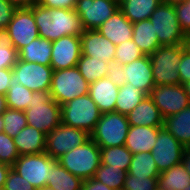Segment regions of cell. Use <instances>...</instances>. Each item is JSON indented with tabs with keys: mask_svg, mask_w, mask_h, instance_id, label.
Instances as JSON below:
<instances>
[{
	"mask_svg": "<svg viewBox=\"0 0 190 190\" xmlns=\"http://www.w3.org/2000/svg\"><path fill=\"white\" fill-rule=\"evenodd\" d=\"M39 37L55 41L67 35L81 36L85 29L74 9L46 8L38 3L32 6Z\"/></svg>",
	"mask_w": 190,
	"mask_h": 190,
	"instance_id": "obj_1",
	"label": "cell"
},
{
	"mask_svg": "<svg viewBox=\"0 0 190 190\" xmlns=\"http://www.w3.org/2000/svg\"><path fill=\"white\" fill-rule=\"evenodd\" d=\"M67 171L82 180L94 177L101 164L100 147L89 138L79 147H75L57 160Z\"/></svg>",
	"mask_w": 190,
	"mask_h": 190,
	"instance_id": "obj_3",
	"label": "cell"
},
{
	"mask_svg": "<svg viewBox=\"0 0 190 190\" xmlns=\"http://www.w3.org/2000/svg\"><path fill=\"white\" fill-rule=\"evenodd\" d=\"M46 186L54 190H80L83 180L67 171L58 161L49 169Z\"/></svg>",
	"mask_w": 190,
	"mask_h": 190,
	"instance_id": "obj_28",
	"label": "cell"
},
{
	"mask_svg": "<svg viewBox=\"0 0 190 190\" xmlns=\"http://www.w3.org/2000/svg\"><path fill=\"white\" fill-rule=\"evenodd\" d=\"M184 149L185 147L162 127L151 150L159 172L180 164Z\"/></svg>",
	"mask_w": 190,
	"mask_h": 190,
	"instance_id": "obj_15",
	"label": "cell"
},
{
	"mask_svg": "<svg viewBox=\"0 0 190 190\" xmlns=\"http://www.w3.org/2000/svg\"><path fill=\"white\" fill-rule=\"evenodd\" d=\"M5 132L10 137H15L25 126H27L26 114L22 110L7 108L2 114Z\"/></svg>",
	"mask_w": 190,
	"mask_h": 190,
	"instance_id": "obj_36",
	"label": "cell"
},
{
	"mask_svg": "<svg viewBox=\"0 0 190 190\" xmlns=\"http://www.w3.org/2000/svg\"><path fill=\"white\" fill-rule=\"evenodd\" d=\"M179 26L185 35L190 33V0L174 5Z\"/></svg>",
	"mask_w": 190,
	"mask_h": 190,
	"instance_id": "obj_42",
	"label": "cell"
},
{
	"mask_svg": "<svg viewBox=\"0 0 190 190\" xmlns=\"http://www.w3.org/2000/svg\"><path fill=\"white\" fill-rule=\"evenodd\" d=\"M18 59V51L0 35V69L13 68Z\"/></svg>",
	"mask_w": 190,
	"mask_h": 190,
	"instance_id": "obj_40",
	"label": "cell"
},
{
	"mask_svg": "<svg viewBox=\"0 0 190 190\" xmlns=\"http://www.w3.org/2000/svg\"><path fill=\"white\" fill-rule=\"evenodd\" d=\"M143 56L144 54L132 39L116 45L114 59L121 66H124L127 63H132Z\"/></svg>",
	"mask_w": 190,
	"mask_h": 190,
	"instance_id": "obj_37",
	"label": "cell"
},
{
	"mask_svg": "<svg viewBox=\"0 0 190 190\" xmlns=\"http://www.w3.org/2000/svg\"><path fill=\"white\" fill-rule=\"evenodd\" d=\"M158 178L136 177L135 175H126L123 190H158Z\"/></svg>",
	"mask_w": 190,
	"mask_h": 190,
	"instance_id": "obj_39",
	"label": "cell"
},
{
	"mask_svg": "<svg viewBox=\"0 0 190 190\" xmlns=\"http://www.w3.org/2000/svg\"><path fill=\"white\" fill-rule=\"evenodd\" d=\"M52 74L51 66L18 59L12 68V83H20L33 92L50 90Z\"/></svg>",
	"mask_w": 190,
	"mask_h": 190,
	"instance_id": "obj_11",
	"label": "cell"
},
{
	"mask_svg": "<svg viewBox=\"0 0 190 190\" xmlns=\"http://www.w3.org/2000/svg\"><path fill=\"white\" fill-rule=\"evenodd\" d=\"M160 4L161 0H120L119 9L131 23H135L149 19Z\"/></svg>",
	"mask_w": 190,
	"mask_h": 190,
	"instance_id": "obj_27",
	"label": "cell"
},
{
	"mask_svg": "<svg viewBox=\"0 0 190 190\" xmlns=\"http://www.w3.org/2000/svg\"><path fill=\"white\" fill-rule=\"evenodd\" d=\"M27 125L46 135L61 124V106L52 98L50 90L35 91L24 111Z\"/></svg>",
	"mask_w": 190,
	"mask_h": 190,
	"instance_id": "obj_2",
	"label": "cell"
},
{
	"mask_svg": "<svg viewBox=\"0 0 190 190\" xmlns=\"http://www.w3.org/2000/svg\"><path fill=\"white\" fill-rule=\"evenodd\" d=\"M183 87H184L185 93L189 97V101H190V81L183 84Z\"/></svg>",
	"mask_w": 190,
	"mask_h": 190,
	"instance_id": "obj_55",
	"label": "cell"
},
{
	"mask_svg": "<svg viewBox=\"0 0 190 190\" xmlns=\"http://www.w3.org/2000/svg\"><path fill=\"white\" fill-rule=\"evenodd\" d=\"M189 185L190 175L180 163L160 172L157 188L158 190H184Z\"/></svg>",
	"mask_w": 190,
	"mask_h": 190,
	"instance_id": "obj_29",
	"label": "cell"
},
{
	"mask_svg": "<svg viewBox=\"0 0 190 190\" xmlns=\"http://www.w3.org/2000/svg\"><path fill=\"white\" fill-rule=\"evenodd\" d=\"M128 174L136 177L158 178L160 172L151 152H142L133 154Z\"/></svg>",
	"mask_w": 190,
	"mask_h": 190,
	"instance_id": "obj_32",
	"label": "cell"
},
{
	"mask_svg": "<svg viewBox=\"0 0 190 190\" xmlns=\"http://www.w3.org/2000/svg\"><path fill=\"white\" fill-rule=\"evenodd\" d=\"M81 54L80 36H63L58 40L52 41L50 66L53 70L76 67Z\"/></svg>",
	"mask_w": 190,
	"mask_h": 190,
	"instance_id": "obj_16",
	"label": "cell"
},
{
	"mask_svg": "<svg viewBox=\"0 0 190 190\" xmlns=\"http://www.w3.org/2000/svg\"><path fill=\"white\" fill-rule=\"evenodd\" d=\"M76 67L89 84L107 77L108 65L106 59H94V57L81 54Z\"/></svg>",
	"mask_w": 190,
	"mask_h": 190,
	"instance_id": "obj_31",
	"label": "cell"
},
{
	"mask_svg": "<svg viewBox=\"0 0 190 190\" xmlns=\"http://www.w3.org/2000/svg\"><path fill=\"white\" fill-rule=\"evenodd\" d=\"M156 34L150 19L133 23L132 40L144 55L150 56L160 47Z\"/></svg>",
	"mask_w": 190,
	"mask_h": 190,
	"instance_id": "obj_25",
	"label": "cell"
},
{
	"mask_svg": "<svg viewBox=\"0 0 190 190\" xmlns=\"http://www.w3.org/2000/svg\"><path fill=\"white\" fill-rule=\"evenodd\" d=\"M149 19L160 46L184 44L186 35L179 26L174 5L161 2Z\"/></svg>",
	"mask_w": 190,
	"mask_h": 190,
	"instance_id": "obj_8",
	"label": "cell"
},
{
	"mask_svg": "<svg viewBox=\"0 0 190 190\" xmlns=\"http://www.w3.org/2000/svg\"><path fill=\"white\" fill-rule=\"evenodd\" d=\"M123 67L126 82L132 83L146 95H150L151 90L155 87L150 57L144 55Z\"/></svg>",
	"mask_w": 190,
	"mask_h": 190,
	"instance_id": "obj_17",
	"label": "cell"
},
{
	"mask_svg": "<svg viewBox=\"0 0 190 190\" xmlns=\"http://www.w3.org/2000/svg\"><path fill=\"white\" fill-rule=\"evenodd\" d=\"M186 0H161L162 3H168L171 5H175L177 3L185 2Z\"/></svg>",
	"mask_w": 190,
	"mask_h": 190,
	"instance_id": "obj_54",
	"label": "cell"
},
{
	"mask_svg": "<svg viewBox=\"0 0 190 190\" xmlns=\"http://www.w3.org/2000/svg\"><path fill=\"white\" fill-rule=\"evenodd\" d=\"M107 65V77L112 80L118 88L125 85L126 80L124 77V67L121 66L115 59L107 61Z\"/></svg>",
	"mask_w": 190,
	"mask_h": 190,
	"instance_id": "obj_43",
	"label": "cell"
},
{
	"mask_svg": "<svg viewBox=\"0 0 190 190\" xmlns=\"http://www.w3.org/2000/svg\"><path fill=\"white\" fill-rule=\"evenodd\" d=\"M147 95L140 89L126 82L119 87V92L115 105V112L128 114L131 112Z\"/></svg>",
	"mask_w": 190,
	"mask_h": 190,
	"instance_id": "obj_30",
	"label": "cell"
},
{
	"mask_svg": "<svg viewBox=\"0 0 190 190\" xmlns=\"http://www.w3.org/2000/svg\"><path fill=\"white\" fill-rule=\"evenodd\" d=\"M130 126L163 127L164 118L149 95L128 114Z\"/></svg>",
	"mask_w": 190,
	"mask_h": 190,
	"instance_id": "obj_21",
	"label": "cell"
},
{
	"mask_svg": "<svg viewBox=\"0 0 190 190\" xmlns=\"http://www.w3.org/2000/svg\"><path fill=\"white\" fill-rule=\"evenodd\" d=\"M127 172L120 168H114L105 164H100L95 172L94 178L107 185L110 189H122Z\"/></svg>",
	"mask_w": 190,
	"mask_h": 190,
	"instance_id": "obj_35",
	"label": "cell"
},
{
	"mask_svg": "<svg viewBox=\"0 0 190 190\" xmlns=\"http://www.w3.org/2000/svg\"><path fill=\"white\" fill-rule=\"evenodd\" d=\"M2 36L19 52L35 38L39 37L32 6L16 8L11 22Z\"/></svg>",
	"mask_w": 190,
	"mask_h": 190,
	"instance_id": "obj_9",
	"label": "cell"
},
{
	"mask_svg": "<svg viewBox=\"0 0 190 190\" xmlns=\"http://www.w3.org/2000/svg\"><path fill=\"white\" fill-rule=\"evenodd\" d=\"M12 85V68L0 69V93L6 95Z\"/></svg>",
	"mask_w": 190,
	"mask_h": 190,
	"instance_id": "obj_47",
	"label": "cell"
},
{
	"mask_svg": "<svg viewBox=\"0 0 190 190\" xmlns=\"http://www.w3.org/2000/svg\"><path fill=\"white\" fill-rule=\"evenodd\" d=\"M119 88L108 77H103L89 84V95L101 113L115 111Z\"/></svg>",
	"mask_w": 190,
	"mask_h": 190,
	"instance_id": "obj_20",
	"label": "cell"
},
{
	"mask_svg": "<svg viewBox=\"0 0 190 190\" xmlns=\"http://www.w3.org/2000/svg\"><path fill=\"white\" fill-rule=\"evenodd\" d=\"M16 8H27L37 3V0H8Z\"/></svg>",
	"mask_w": 190,
	"mask_h": 190,
	"instance_id": "obj_50",
	"label": "cell"
},
{
	"mask_svg": "<svg viewBox=\"0 0 190 190\" xmlns=\"http://www.w3.org/2000/svg\"><path fill=\"white\" fill-rule=\"evenodd\" d=\"M181 164L186 169L188 174L190 175V147H185L183 152V157L181 160Z\"/></svg>",
	"mask_w": 190,
	"mask_h": 190,
	"instance_id": "obj_51",
	"label": "cell"
},
{
	"mask_svg": "<svg viewBox=\"0 0 190 190\" xmlns=\"http://www.w3.org/2000/svg\"><path fill=\"white\" fill-rule=\"evenodd\" d=\"M149 96L164 119L190 105L189 97L182 84L155 86Z\"/></svg>",
	"mask_w": 190,
	"mask_h": 190,
	"instance_id": "obj_14",
	"label": "cell"
},
{
	"mask_svg": "<svg viewBox=\"0 0 190 190\" xmlns=\"http://www.w3.org/2000/svg\"><path fill=\"white\" fill-rule=\"evenodd\" d=\"M163 128L184 147H190V105L179 113L166 117Z\"/></svg>",
	"mask_w": 190,
	"mask_h": 190,
	"instance_id": "obj_24",
	"label": "cell"
},
{
	"mask_svg": "<svg viewBox=\"0 0 190 190\" xmlns=\"http://www.w3.org/2000/svg\"><path fill=\"white\" fill-rule=\"evenodd\" d=\"M178 72L182 85L190 81V52L186 49L182 52V58L178 64Z\"/></svg>",
	"mask_w": 190,
	"mask_h": 190,
	"instance_id": "obj_45",
	"label": "cell"
},
{
	"mask_svg": "<svg viewBox=\"0 0 190 190\" xmlns=\"http://www.w3.org/2000/svg\"><path fill=\"white\" fill-rule=\"evenodd\" d=\"M50 92L52 98L61 106L89 93V83L77 67L53 70Z\"/></svg>",
	"mask_w": 190,
	"mask_h": 190,
	"instance_id": "obj_7",
	"label": "cell"
},
{
	"mask_svg": "<svg viewBox=\"0 0 190 190\" xmlns=\"http://www.w3.org/2000/svg\"><path fill=\"white\" fill-rule=\"evenodd\" d=\"M104 37L109 39L113 44L118 45L122 42L132 39L133 23H131L118 9L110 18L97 28Z\"/></svg>",
	"mask_w": 190,
	"mask_h": 190,
	"instance_id": "obj_19",
	"label": "cell"
},
{
	"mask_svg": "<svg viewBox=\"0 0 190 190\" xmlns=\"http://www.w3.org/2000/svg\"><path fill=\"white\" fill-rule=\"evenodd\" d=\"M89 138L90 134L85 130L61 123L46 135L45 152L57 161L65 153L84 144Z\"/></svg>",
	"mask_w": 190,
	"mask_h": 190,
	"instance_id": "obj_12",
	"label": "cell"
},
{
	"mask_svg": "<svg viewBox=\"0 0 190 190\" xmlns=\"http://www.w3.org/2000/svg\"><path fill=\"white\" fill-rule=\"evenodd\" d=\"M101 150V163L120 168L128 173L133 154L124 146L104 147Z\"/></svg>",
	"mask_w": 190,
	"mask_h": 190,
	"instance_id": "obj_33",
	"label": "cell"
},
{
	"mask_svg": "<svg viewBox=\"0 0 190 190\" xmlns=\"http://www.w3.org/2000/svg\"><path fill=\"white\" fill-rule=\"evenodd\" d=\"M184 190H190V185L189 186H187V187H185V189Z\"/></svg>",
	"mask_w": 190,
	"mask_h": 190,
	"instance_id": "obj_58",
	"label": "cell"
},
{
	"mask_svg": "<svg viewBox=\"0 0 190 190\" xmlns=\"http://www.w3.org/2000/svg\"><path fill=\"white\" fill-rule=\"evenodd\" d=\"M12 167L8 164L0 162V190L3 189L9 170Z\"/></svg>",
	"mask_w": 190,
	"mask_h": 190,
	"instance_id": "obj_49",
	"label": "cell"
},
{
	"mask_svg": "<svg viewBox=\"0 0 190 190\" xmlns=\"http://www.w3.org/2000/svg\"><path fill=\"white\" fill-rule=\"evenodd\" d=\"M51 52L52 41L38 37L23 47L18 52V56L19 60L50 66Z\"/></svg>",
	"mask_w": 190,
	"mask_h": 190,
	"instance_id": "obj_26",
	"label": "cell"
},
{
	"mask_svg": "<svg viewBox=\"0 0 190 190\" xmlns=\"http://www.w3.org/2000/svg\"><path fill=\"white\" fill-rule=\"evenodd\" d=\"M2 190H36L26 179L21 177L12 168L9 170L7 179Z\"/></svg>",
	"mask_w": 190,
	"mask_h": 190,
	"instance_id": "obj_41",
	"label": "cell"
},
{
	"mask_svg": "<svg viewBox=\"0 0 190 190\" xmlns=\"http://www.w3.org/2000/svg\"><path fill=\"white\" fill-rule=\"evenodd\" d=\"M33 91L20 83H12L6 93L7 106L10 109L25 111L32 101Z\"/></svg>",
	"mask_w": 190,
	"mask_h": 190,
	"instance_id": "obj_34",
	"label": "cell"
},
{
	"mask_svg": "<svg viewBox=\"0 0 190 190\" xmlns=\"http://www.w3.org/2000/svg\"><path fill=\"white\" fill-rule=\"evenodd\" d=\"M56 162L49 154L43 152L21 155L11 167L37 189L46 186L50 175L48 171Z\"/></svg>",
	"mask_w": 190,
	"mask_h": 190,
	"instance_id": "obj_10",
	"label": "cell"
},
{
	"mask_svg": "<svg viewBox=\"0 0 190 190\" xmlns=\"http://www.w3.org/2000/svg\"><path fill=\"white\" fill-rule=\"evenodd\" d=\"M19 156L13 137L0 132V162L12 166Z\"/></svg>",
	"mask_w": 190,
	"mask_h": 190,
	"instance_id": "obj_38",
	"label": "cell"
},
{
	"mask_svg": "<svg viewBox=\"0 0 190 190\" xmlns=\"http://www.w3.org/2000/svg\"><path fill=\"white\" fill-rule=\"evenodd\" d=\"M36 190H54L49 186H42L41 188H37Z\"/></svg>",
	"mask_w": 190,
	"mask_h": 190,
	"instance_id": "obj_57",
	"label": "cell"
},
{
	"mask_svg": "<svg viewBox=\"0 0 190 190\" xmlns=\"http://www.w3.org/2000/svg\"><path fill=\"white\" fill-rule=\"evenodd\" d=\"M184 49V44L160 46L149 56L155 86L181 84L178 64Z\"/></svg>",
	"mask_w": 190,
	"mask_h": 190,
	"instance_id": "obj_4",
	"label": "cell"
},
{
	"mask_svg": "<svg viewBox=\"0 0 190 190\" xmlns=\"http://www.w3.org/2000/svg\"><path fill=\"white\" fill-rule=\"evenodd\" d=\"M77 0H37V3L46 8L74 9Z\"/></svg>",
	"mask_w": 190,
	"mask_h": 190,
	"instance_id": "obj_46",
	"label": "cell"
},
{
	"mask_svg": "<svg viewBox=\"0 0 190 190\" xmlns=\"http://www.w3.org/2000/svg\"><path fill=\"white\" fill-rule=\"evenodd\" d=\"M82 190H112L101 181L96 180L94 177L83 180Z\"/></svg>",
	"mask_w": 190,
	"mask_h": 190,
	"instance_id": "obj_48",
	"label": "cell"
},
{
	"mask_svg": "<svg viewBox=\"0 0 190 190\" xmlns=\"http://www.w3.org/2000/svg\"><path fill=\"white\" fill-rule=\"evenodd\" d=\"M185 49L190 52V33L186 35L184 40Z\"/></svg>",
	"mask_w": 190,
	"mask_h": 190,
	"instance_id": "obj_53",
	"label": "cell"
},
{
	"mask_svg": "<svg viewBox=\"0 0 190 190\" xmlns=\"http://www.w3.org/2000/svg\"><path fill=\"white\" fill-rule=\"evenodd\" d=\"M162 127L130 126L125 147L132 153L151 152Z\"/></svg>",
	"mask_w": 190,
	"mask_h": 190,
	"instance_id": "obj_22",
	"label": "cell"
},
{
	"mask_svg": "<svg viewBox=\"0 0 190 190\" xmlns=\"http://www.w3.org/2000/svg\"><path fill=\"white\" fill-rule=\"evenodd\" d=\"M130 124L125 114L119 112L102 113L90 133V138L100 147L125 145Z\"/></svg>",
	"mask_w": 190,
	"mask_h": 190,
	"instance_id": "obj_6",
	"label": "cell"
},
{
	"mask_svg": "<svg viewBox=\"0 0 190 190\" xmlns=\"http://www.w3.org/2000/svg\"><path fill=\"white\" fill-rule=\"evenodd\" d=\"M13 141L19 155L40 154L46 150V134L32 126H25Z\"/></svg>",
	"mask_w": 190,
	"mask_h": 190,
	"instance_id": "obj_23",
	"label": "cell"
},
{
	"mask_svg": "<svg viewBox=\"0 0 190 190\" xmlns=\"http://www.w3.org/2000/svg\"><path fill=\"white\" fill-rule=\"evenodd\" d=\"M82 55L94 59L112 60L115 57L116 45L100 34L97 29L85 30L80 36Z\"/></svg>",
	"mask_w": 190,
	"mask_h": 190,
	"instance_id": "obj_18",
	"label": "cell"
},
{
	"mask_svg": "<svg viewBox=\"0 0 190 190\" xmlns=\"http://www.w3.org/2000/svg\"><path fill=\"white\" fill-rule=\"evenodd\" d=\"M101 112L89 93L61 105V123L90 134L100 119Z\"/></svg>",
	"mask_w": 190,
	"mask_h": 190,
	"instance_id": "obj_5",
	"label": "cell"
},
{
	"mask_svg": "<svg viewBox=\"0 0 190 190\" xmlns=\"http://www.w3.org/2000/svg\"><path fill=\"white\" fill-rule=\"evenodd\" d=\"M15 9L16 7H14L8 0H0V35L4 33L11 22Z\"/></svg>",
	"mask_w": 190,
	"mask_h": 190,
	"instance_id": "obj_44",
	"label": "cell"
},
{
	"mask_svg": "<svg viewBox=\"0 0 190 190\" xmlns=\"http://www.w3.org/2000/svg\"><path fill=\"white\" fill-rule=\"evenodd\" d=\"M7 108L6 96L0 93V114H3Z\"/></svg>",
	"mask_w": 190,
	"mask_h": 190,
	"instance_id": "obj_52",
	"label": "cell"
},
{
	"mask_svg": "<svg viewBox=\"0 0 190 190\" xmlns=\"http://www.w3.org/2000/svg\"><path fill=\"white\" fill-rule=\"evenodd\" d=\"M118 9V0H77L74 8L85 30L99 28Z\"/></svg>",
	"mask_w": 190,
	"mask_h": 190,
	"instance_id": "obj_13",
	"label": "cell"
},
{
	"mask_svg": "<svg viewBox=\"0 0 190 190\" xmlns=\"http://www.w3.org/2000/svg\"><path fill=\"white\" fill-rule=\"evenodd\" d=\"M4 122L2 118V114H0V132H3Z\"/></svg>",
	"mask_w": 190,
	"mask_h": 190,
	"instance_id": "obj_56",
	"label": "cell"
}]
</instances>
